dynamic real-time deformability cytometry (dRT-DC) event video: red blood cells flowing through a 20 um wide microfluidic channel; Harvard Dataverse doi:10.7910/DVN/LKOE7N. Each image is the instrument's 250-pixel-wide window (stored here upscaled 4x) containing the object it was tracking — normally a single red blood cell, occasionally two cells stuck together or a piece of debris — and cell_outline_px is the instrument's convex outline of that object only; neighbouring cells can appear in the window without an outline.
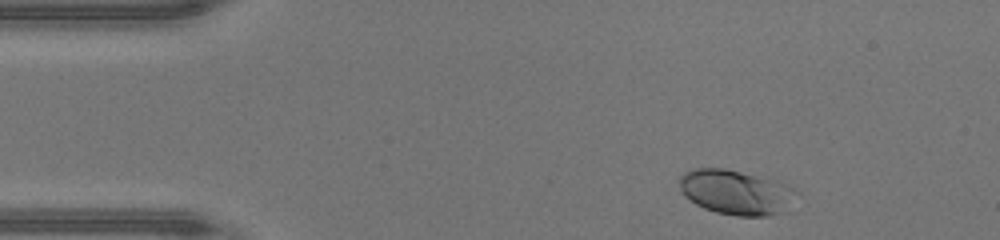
{"species": "human", "species_latin": "Homo sapiens", "temperature_condition": "warm", "stored_images_in_passage": 42, "camera_frame_rate_fps": 3000, "um_per_image_px": 0.085, "donor": {"sex": "male"}, "frame": {"image": 1, "passage_image": 2, "time_ms": 0.333, "image_size_px": [1000, 240], "cell_outline_px": [[796, 192], [780, 212], [768, 216], [736, 216], [716, 212], [704, 208], [696, 204], [684, 196], [680, 188], [680, 176], [684, 172], [692, 168], [724, 168], [776, 180], [792, 188]], "centroid_in_image_um": [62.46, 16.32], "position_along_channel_um": 22.5, "area_um2": 29.94}}
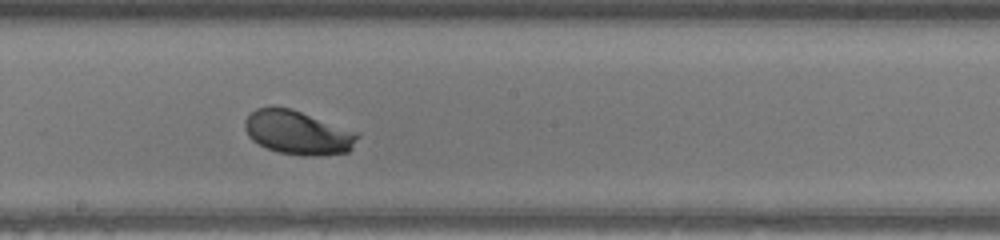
{"frame": {"image": 2, "passage_image": 21, "time_ms": 6.667, "image_size_px": [1000, 240], "cell_outline_px": [[360, 136], [352, 148], [348, 152], [328, 156], [300, 156], [280, 152], [268, 148], [252, 140], [248, 136], [244, 128], [244, 120], [256, 108], [272, 104], [292, 108], [360, 132]], "centroid_in_image_um": [25.34, 11.25], "position_along_channel_um": 222.9, "area_um2": 29.65}}
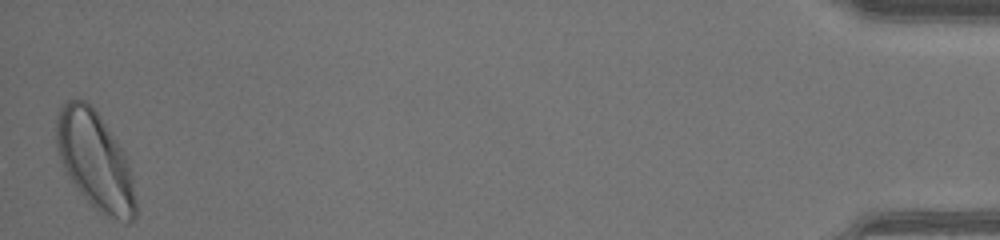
{"frame": {"image": 3, "passage_image": 42, "time_ms": 13.667, "image_size_px": [1000, 240], "cell_outline_px": [[136, 216], [128, 224], [124, 224], [100, 212], [80, 192], [68, 176], [64, 168], [56, 148], [56, 120], [60, 108], [68, 100], [88, 100], [100, 116], [124, 152], [128, 160], [132, 180], [136, 204]], "centroid_in_image_um": [8.09, 13.66], "position_along_channel_um": 427.1, "area_um2": 44.91}, "authors_computed_cell_mechanics": {"area_um2": 28.3798, "velocity_mm_per_s": 4.3876, "shape_relaxation_time_tau1_ms": 2.671, "shape_relaxation_time_tau2_ms": null, "deformation_change_tau1": 0.1317, "deformation_change_tau2": null}}